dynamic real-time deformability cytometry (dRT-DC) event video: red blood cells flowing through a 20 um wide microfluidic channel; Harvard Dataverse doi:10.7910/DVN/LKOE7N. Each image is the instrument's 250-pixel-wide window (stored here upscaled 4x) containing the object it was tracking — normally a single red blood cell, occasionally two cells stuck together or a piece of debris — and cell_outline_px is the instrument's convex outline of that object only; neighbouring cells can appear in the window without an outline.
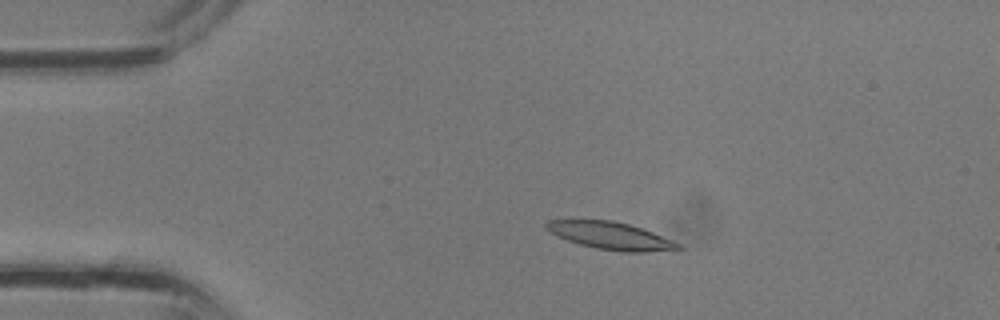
{"species": "common noctule bat (a hibernating species)", "species_latin": "Nyctalus noctula", "temperature_condition": "room temperature", "stored_images_in_passage": 36, "camera_frame_rate_fps": 3000, "um_per_image_px": 0.085, "animal": {"sex": "male", "body_mass_g": 13.3}, "frame": {"image": 1, "passage_image": 7, "time_ms": 2.0, "image_size_px": [1000, 320], "cell_outline_px": [[684, 248], [644, 252], [624, 252], [596, 248], [580, 244], [556, 236], [548, 232], [544, 228], [544, 224], [548, 220], [612, 220], [628, 224], [652, 232], [672, 240], [680, 244]], "centroid_in_image_um": [51.85, 20.03], "position_along_channel_um": 33.2, "area_um2": 20.92}}
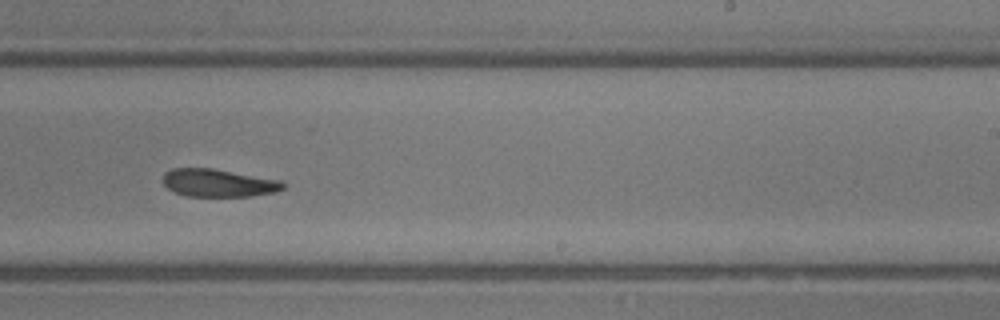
{"frame": {"image": 2, "passage_image": 22, "time_ms": 7.0, "image_size_px": [1000, 320], "cell_outline_px": [[284, 188], [276, 192], [252, 196], [184, 196], [172, 192], [164, 184], [164, 172], [172, 168], [212, 168], [280, 180], [284, 184]], "centroid_in_image_um": [18.54, 15.55], "position_along_channel_um": 270.5, "area_um2": 19.48}}
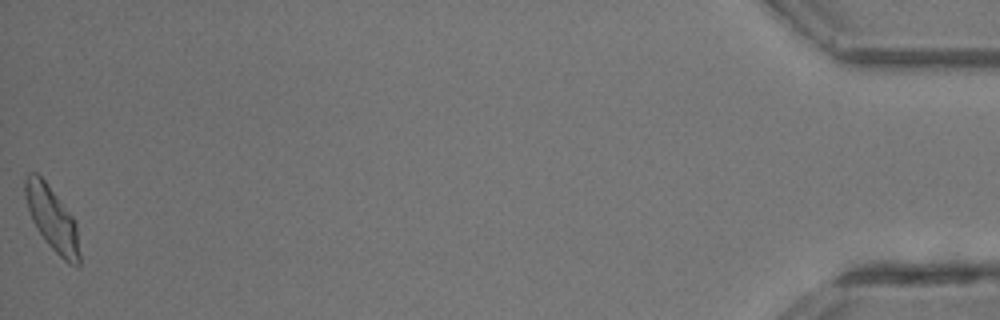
{"frame": {"image": 3, "passage_image": 36, "time_ms": 11.667, "image_size_px": [1000, 320], "cell_outline_px": [[80, 268], [76, 268], [68, 264], [44, 240], [32, 220], [24, 196], [24, 180], [28, 172], [36, 172], [44, 180], [76, 220], [80, 252]], "centroid_in_image_um": [4.45, 18.62], "position_along_channel_um": 430.7, "area_um2": 20.52}}